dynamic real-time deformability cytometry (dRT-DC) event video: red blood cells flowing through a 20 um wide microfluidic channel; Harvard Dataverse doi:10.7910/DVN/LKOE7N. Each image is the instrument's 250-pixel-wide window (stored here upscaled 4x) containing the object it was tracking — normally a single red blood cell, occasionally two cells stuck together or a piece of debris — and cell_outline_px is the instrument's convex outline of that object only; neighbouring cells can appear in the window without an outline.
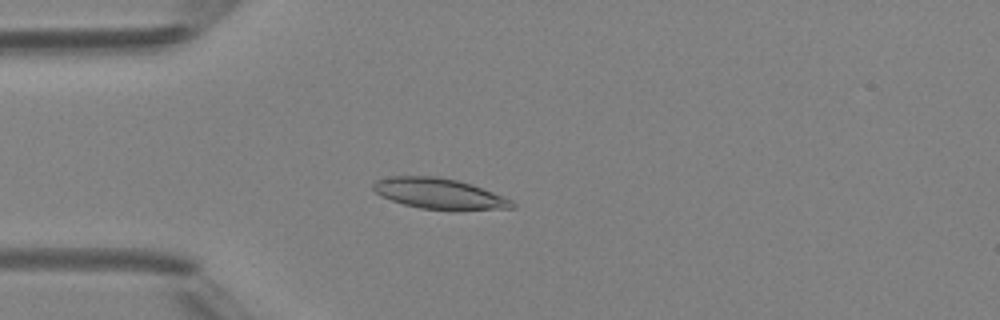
{"species": "Egyptian fruit bat (a non-hibernating species)", "species_latin": "Rousettus aegyptiacus", "temperature_condition": "room temperature", "stored_images_in_passage": 2, "camera_frame_rate_fps": 3000, "um_per_image_px": 0.085, "animal": {"sex": "female"}, "frame": {"image": 1, "passage_image": 2, "time_ms": 1.333, "image_size_px": [1000, 320], "cell_outline_px": [[516, 208], [420, 208], [404, 204], [380, 196], [372, 188], [372, 184], [376, 180], [392, 176], [436, 176], [456, 180], [472, 184], [512, 200], [516, 204]], "centroid_in_image_um": [37.27, 16.42], "position_along_channel_um": 47.7, "area_um2": 23.99}}